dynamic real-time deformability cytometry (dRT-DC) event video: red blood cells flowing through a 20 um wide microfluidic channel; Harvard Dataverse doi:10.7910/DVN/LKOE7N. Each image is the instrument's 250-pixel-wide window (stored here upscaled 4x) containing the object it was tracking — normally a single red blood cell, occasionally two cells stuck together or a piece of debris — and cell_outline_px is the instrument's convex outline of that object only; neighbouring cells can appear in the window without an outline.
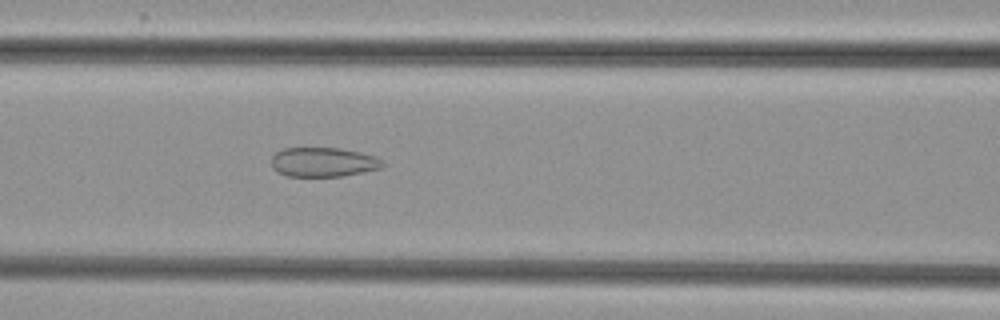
{"species": "common noctule bat (a hibernating species)", "species_latin": "Nyctalus noctula", "temperature_condition": "cold", "stored_images_in_passage": 54, "camera_frame_rate_fps": 3000, "um_per_image_px": 0.085, "animal": {"sex": "female", "body_mass_g": 29.2, "forearm_length_mm": 56.3}, "frame": {"image": 1, "passage_image": 24, "time_ms": 7.667, "image_size_px": [1000, 320], "cell_outline_px": [[388, 164], [380, 168], [364, 172], [344, 176], [288, 176], [276, 172], [272, 168], [272, 156], [276, 152], [284, 148], [340, 148], [360, 152], [376, 156]], "centroid_in_image_um": [27.5, 13.78], "position_along_channel_um": 139.1, "area_um2": 19.25}}
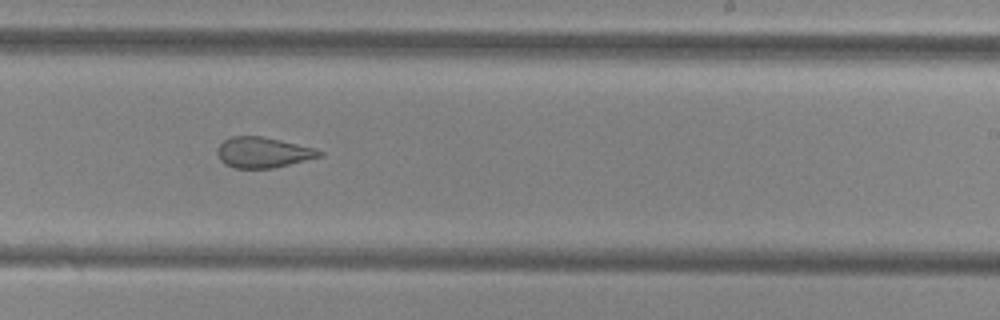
{"frame": {"image": 2, "passage_image": 34, "time_ms": 11.0, "image_size_px": [1000, 320], "cell_outline_px": [[324, 156], [272, 168], [236, 168], [224, 164], [220, 160], [216, 152], [216, 148], [224, 140], [232, 136], [260, 136], [280, 140], [316, 148], [324, 152]], "centroid_in_image_um": [22.36, 12.96], "position_along_channel_um": 266.6, "area_um2": 18.26}}
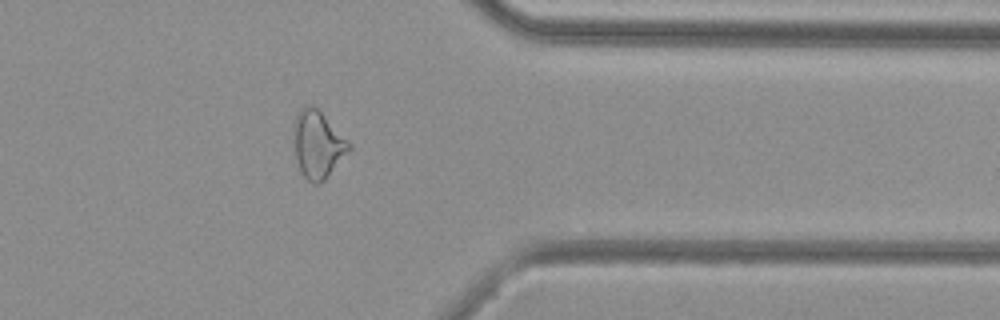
{"frame": {"image": 3, "passage_image": 44, "time_ms": 14.333, "image_size_px": [1000, 320], "cell_outline_px": [[352, 148], [324, 180], [320, 184], [312, 184], [304, 176], [300, 168], [296, 156], [296, 116], [304, 104], [312, 104], [352, 144]], "centroid_in_image_um": [27.06, 12.29], "position_along_channel_um": 384.3, "area_um2": 20.92}, "authors_computed_cell_mechanics": {"area_um2": 23.4957, "velocity_mm_per_s": 3.8342, "shape_relaxation_time_tau1_ms": null, "shape_relaxation_time_tau2_ms": 1.7894, "deformation_change_tau1": null, "deformation_change_tau2": 0.1032}}